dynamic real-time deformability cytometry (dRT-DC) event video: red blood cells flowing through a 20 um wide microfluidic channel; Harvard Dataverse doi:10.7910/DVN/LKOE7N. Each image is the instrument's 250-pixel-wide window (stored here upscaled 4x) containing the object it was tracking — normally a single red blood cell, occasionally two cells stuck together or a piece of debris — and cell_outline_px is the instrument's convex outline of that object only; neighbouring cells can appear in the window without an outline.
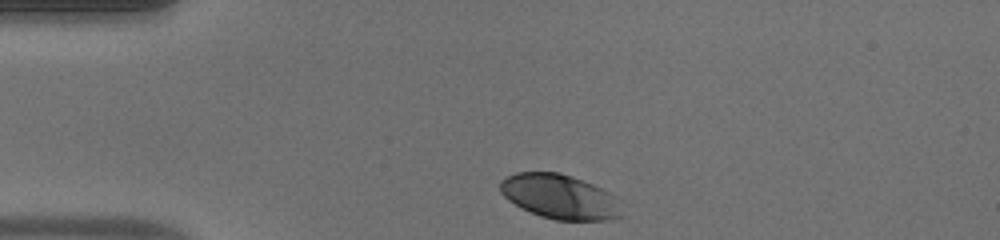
{"species": "human", "species_latin": "Homo sapiens", "temperature_condition": "warm", "stored_images_in_passage": 35, "camera_frame_rate_fps": 3000, "um_per_image_px": 0.085, "donor": {"sex": "male"}, "frame": {"image": 1, "passage_image": 1, "time_ms": 0.0, "image_size_px": [1000, 240], "cell_outline_px": [[624, 216], [612, 220], [556, 220], [540, 216], [508, 200], [500, 192], [500, 180], [516, 172], [560, 172], [572, 176], [592, 184], [616, 196], [620, 200]], "centroid_in_image_um": [47.64, 16.72], "position_along_channel_um": 37.4, "area_um2": 31.73}}
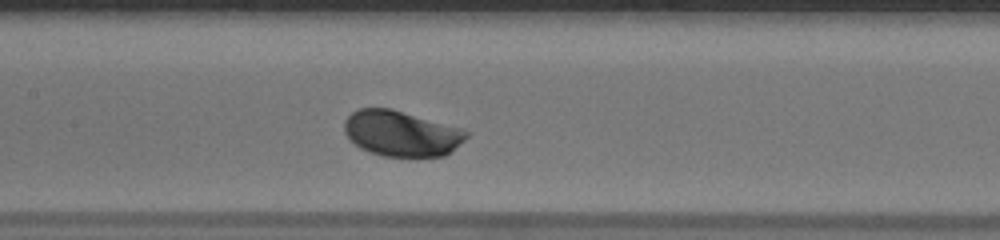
{"frame": {"image": 2, "passage_image": 15, "time_ms": 4.667, "image_size_px": [1000, 240], "cell_outline_px": [[468, 136], [464, 140], [444, 156], [384, 156], [368, 152], [360, 148], [344, 132], [344, 120], [352, 112], [360, 108], [392, 108], [460, 128], [468, 132]], "centroid_in_image_um": [34.08, 11.33], "position_along_channel_um": 173.3, "area_um2": 32.14}}
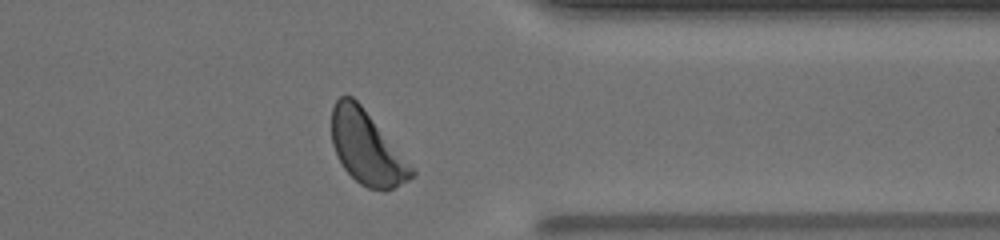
{"frame": {"image": 3, "passage_image": 32, "time_ms": 10.333, "image_size_px": [1000, 240], "cell_outline_px": [[416, 172], [408, 180], [392, 188], [368, 188], [360, 184], [344, 168], [332, 144], [332, 108], [336, 100], [340, 96], [352, 96], [360, 104], [416, 168]], "centroid_in_image_um": [31.2, 12.54], "position_along_channel_um": 380.2, "area_um2": 33.7}, "authors_computed_cell_mechanics": {"area_um2": 32.1368, "velocity_mm_per_s": 3.7766, "shape_relaxation_time_tau1_ms": 1.2008, "shape_relaxation_time_tau2_ms": null, "deformation_change_tau1": 0.0908, "deformation_change_tau2": null}}